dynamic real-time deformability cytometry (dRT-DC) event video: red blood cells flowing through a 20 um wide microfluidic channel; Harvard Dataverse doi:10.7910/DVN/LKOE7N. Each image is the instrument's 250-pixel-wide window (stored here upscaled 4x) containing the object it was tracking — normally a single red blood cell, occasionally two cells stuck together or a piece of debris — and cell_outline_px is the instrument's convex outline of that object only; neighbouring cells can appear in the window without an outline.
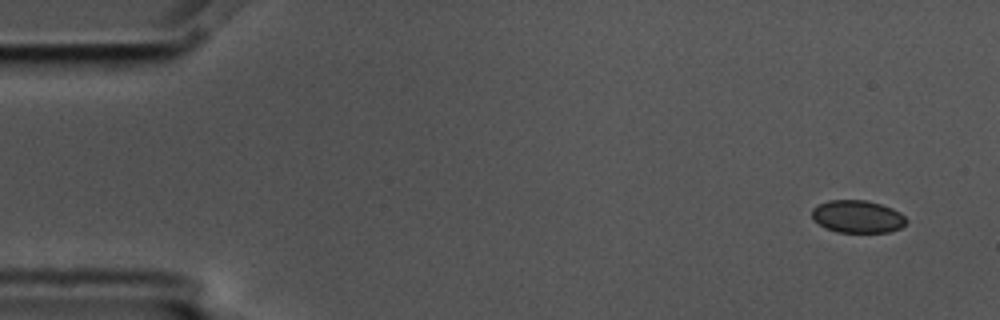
{"species": "common noctule bat (a hibernating species)", "species_latin": "Nyctalus noctula", "temperature_condition": "cold", "stored_images_in_passage": 8, "camera_frame_rate_fps": 3000, "um_per_image_px": 0.085, "animal": {"sex": "male", "body_mass_g": 17.5, "forearm_length_mm": 52.3}, "frame": {"image": 1, "passage_image": 1, "time_ms": 0.0, "image_size_px": [1000, 320], "cell_outline_px": [[908, 220], [900, 228], [888, 232], [836, 232], [824, 228], [812, 220], [812, 208], [828, 200], [864, 200], [880, 204], [892, 208], [900, 212]], "centroid_in_image_um": [72.86, 18.41], "position_along_channel_um": 12.1, "area_um2": 17.98}}
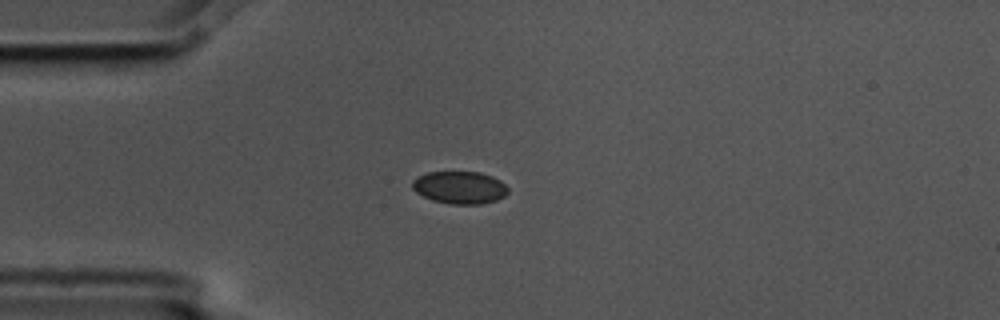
{"frame": {"image": 2, "passage_image": 4, "time_ms": 1.0, "image_size_px": [1000, 320], "cell_outline_px": [[508, 192], [504, 196], [496, 200], [480, 204], [452, 204], [432, 200], [416, 192], [412, 188], [412, 180], [416, 176], [428, 172], [480, 172], [492, 176], [500, 180], [508, 188]], "centroid_in_image_um": [39.06, 15.93], "position_along_channel_um": 45.9, "area_um2": 18.15}}